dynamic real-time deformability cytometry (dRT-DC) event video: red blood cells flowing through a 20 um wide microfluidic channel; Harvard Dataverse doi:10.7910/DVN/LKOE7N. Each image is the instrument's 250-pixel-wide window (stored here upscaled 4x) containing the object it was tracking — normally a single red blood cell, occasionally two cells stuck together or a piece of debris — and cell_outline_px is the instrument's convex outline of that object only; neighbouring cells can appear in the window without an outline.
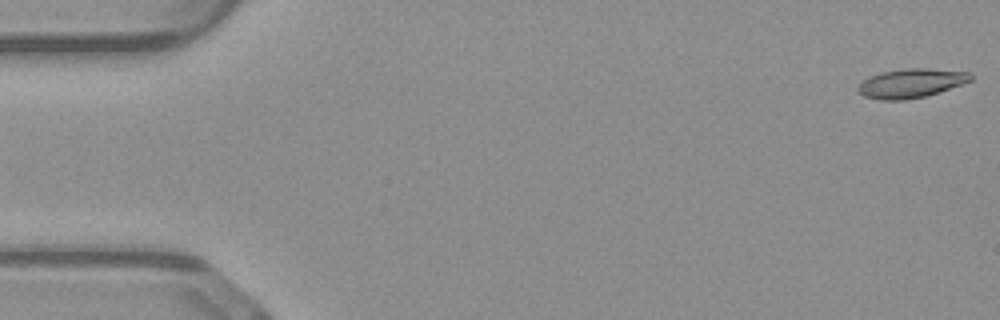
{"species": "common noctule bat (a hibernating species)", "species_latin": "Nyctalus noctula", "temperature_condition": "warm", "stored_images_in_passage": 50, "camera_frame_rate_fps": 3000, "um_per_image_px": 0.085, "animal": {"sex": "male", "body_mass_g": 23.1, "forearm_length_mm": 52.7}, "frame": {"image": 1, "passage_image": 1, "time_ms": 0.0, "image_size_px": [1000, 320], "cell_outline_px": [[972, 80], [964, 84], [924, 96], [904, 100], [880, 100], [864, 96], [856, 88], [868, 76], [880, 72], [908, 68], [928, 68], [972, 72]], "centroid_in_image_um": [77.46, 7.06], "position_along_channel_um": 7.5, "area_um2": 19.13}}
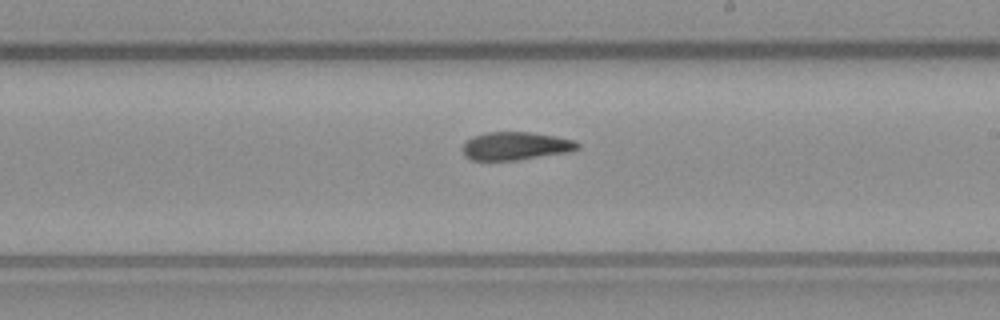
{"frame": {"image": 2, "passage_image": 29, "time_ms": 9.333, "image_size_px": [1000, 320], "cell_outline_px": [[580, 148], [568, 152], [516, 160], [472, 160], [464, 156], [460, 148], [472, 136], [488, 132], [532, 132], [556, 136], [576, 140], [580, 144]], "centroid_in_image_um": [43.83, 12.4], "position_along_channel_um": 245.2, "area_um2": 18.96}}
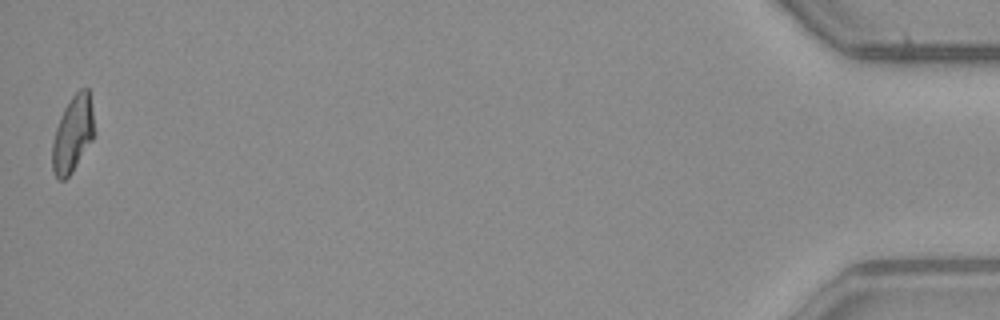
{"frame": {"image": 3, "passage_image": 50, "time_ms": 16.333, "image_size_px": [1000, 320], "cell_outline_px": [[92, 140], [72, 172], [64, 180], [60, 180], [56, 176], [52, 168], [52, 144], [56, 128], [60, 116], [68, 100], [80, 88], [88, 88], [92, 108]], "centroid_in_image_um": [6.15, 11.38], "position_along_channel_um": 429.0, "area_um2": 18.26}, "authors_computed_cell_mechanics": {"area_um2": 19.2185, "velocity_mm_per_s": 4.0981, "shape_relaxation_time_tau1_ms": null, "shape_relaxation_time_tau2_ms": 6.7314, "deformation_change_tau1": null, "deformation_change_tau2": 0.1611}}